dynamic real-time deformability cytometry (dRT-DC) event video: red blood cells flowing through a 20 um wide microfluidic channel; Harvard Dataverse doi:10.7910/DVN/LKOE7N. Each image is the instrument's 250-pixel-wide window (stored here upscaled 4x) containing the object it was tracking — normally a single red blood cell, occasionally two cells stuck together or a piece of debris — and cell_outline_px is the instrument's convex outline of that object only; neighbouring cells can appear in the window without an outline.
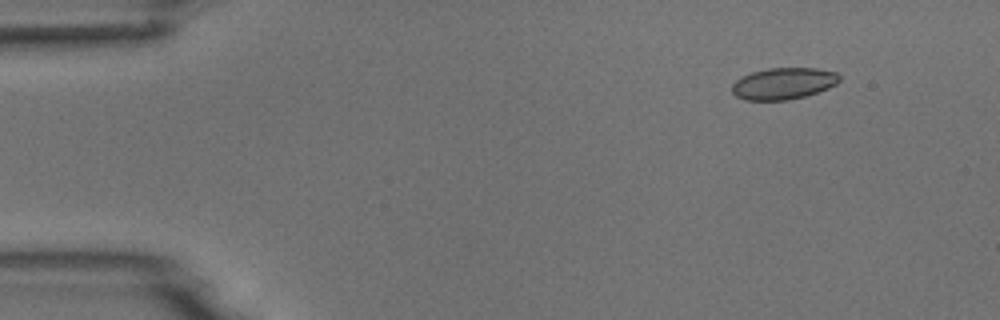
{"species": "common noctule bat (a hibernating species)", "species_latin": "Nyctalus noctula", "temperature_condition": "room temperature", "stored_images_in_passage": 5, "segment_of_instrument_passage": [2, 2], "camera_frame_rate_fps": 3000, "um_per_image_px": 0.085, "animal": {"sex": "male", "body_mass_g": 18.8}, "frame": {"image": 1, "passage_image": 5, "time_ms": 5.0, "image_size_px": [1000, 320], "cell_outline_px": [[840, 80], [836, 84], [828, 88], [804, 96], [788, 100], [744, 100], [736, 96], [732, 92], [732, 84], [736, 80], [752, 72], [768, 68], [816, 68], [836, 72], [840, 76]], "centroid_in_image_um": [66.59, 7.1], "position_along_channel_um": 18.4, "area_um2": 19.71}}